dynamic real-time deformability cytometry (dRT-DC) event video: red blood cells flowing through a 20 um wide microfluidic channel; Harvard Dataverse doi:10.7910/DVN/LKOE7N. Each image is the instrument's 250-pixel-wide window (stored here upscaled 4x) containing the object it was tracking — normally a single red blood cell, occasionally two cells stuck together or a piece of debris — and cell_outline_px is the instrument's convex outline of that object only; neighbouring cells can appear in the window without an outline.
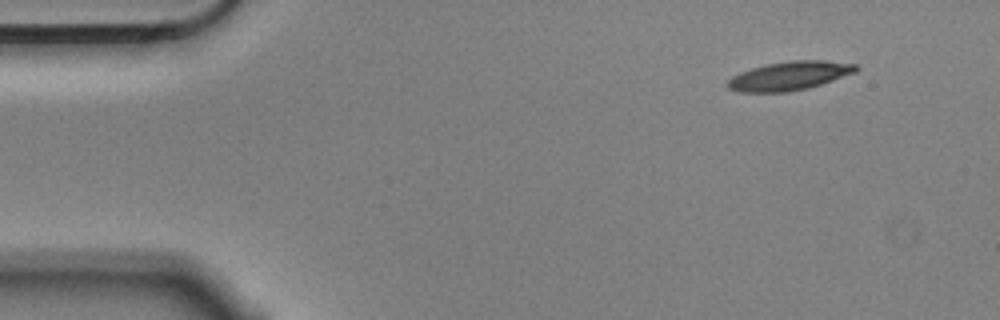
{"species": "Egyptian fruit bat (a non-hibernating species)", "species_latin": "Rousettus aegyptiacus", "temperature_condition": "cold", "stored_images_in_passage": 3, "camera_frame_rate_fps": 3000, "um_per_image_px": 0.085, "animal": {"sex": "male"}, "frame": {"image": 1, "passage_image": 1, "time_ms": 0.0, "image_size_px": [1000, 320], "cell_outline_px": [[860, 68], [856, 72], [808, 88], [788, 92], [740, 92], [728, 88], [724, 84], [732, 76], [740, 72], [752, 68], [768, 64], [792, 60], [824, 60], [856, 64]], "centroid_in_image_um": [67.09, 6.45], "position_along_channel_um": 17.9, "area_um2": 21.5}}